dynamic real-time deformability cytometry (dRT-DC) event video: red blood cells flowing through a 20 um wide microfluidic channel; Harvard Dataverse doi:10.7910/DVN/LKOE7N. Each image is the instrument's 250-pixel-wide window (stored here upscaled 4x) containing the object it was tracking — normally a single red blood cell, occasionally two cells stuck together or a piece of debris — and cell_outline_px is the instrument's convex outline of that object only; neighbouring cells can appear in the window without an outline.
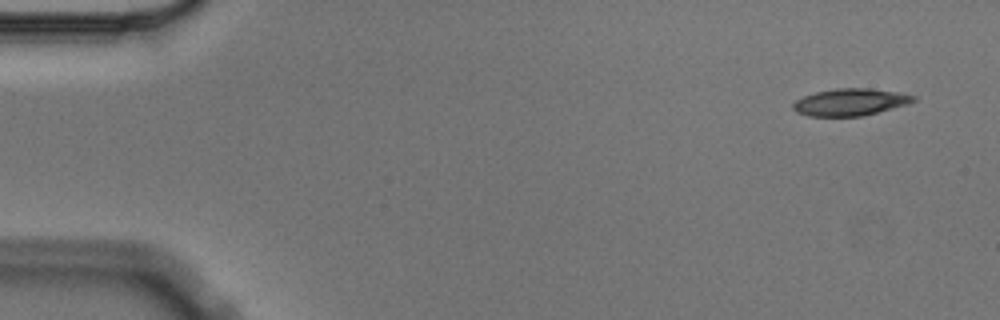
{"species": "Egyptian fruit bat (a non-hibernating species)", "species_latin": "Rousettus aegyptiacus", "temperature_condition": "cold", "stored_images_in_passage": 4, "camera_frame_rate_fps": 3000, "um_per_image_px": 0.085, "animal": {"sex": "male"}, "frame": {"image": 1, "passage_image": 1, "time_ms": 0.0, "image_size_px": [1000, 320], "cell_outline_px": [[916, 100], [908, 104], [864, 116], [808, 116], [796, 112], [792, 108], [792, 104], [796, 100], [804, 96], [816, 92], [836, 88], [868, 88], [900, 92], [916, 96]], "centroid_in_image_um": [72.28, 8.68], "position_along_channel_um": 12.7, "area_um2": 19.07}}